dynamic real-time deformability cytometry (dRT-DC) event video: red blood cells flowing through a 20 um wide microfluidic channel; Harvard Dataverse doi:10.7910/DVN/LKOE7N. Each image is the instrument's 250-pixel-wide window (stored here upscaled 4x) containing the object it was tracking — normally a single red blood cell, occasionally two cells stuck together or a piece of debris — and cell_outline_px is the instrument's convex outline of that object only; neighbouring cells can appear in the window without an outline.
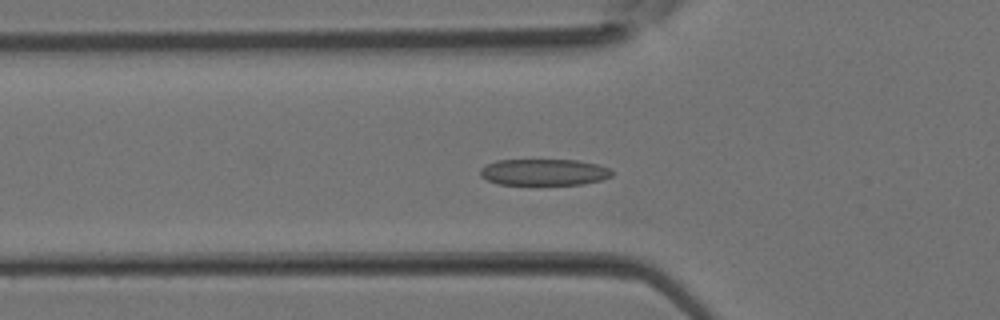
{"species": "Egyptian fruit bat (a non-hibernating species)", "species_latin": "Rousettus aegyptiacus", "temperature_condition": "room temperature", "stored_images_in_passage": 29, "camera_frame_rate_fps": 3000, "um_per_image_px": 0.085, "animal": {"sex": "female"}, "frame": {"image": 1, "passage_image": 8, "time_ms": 2.333, "image_size_px": [1000, 320], "cell_outline_px": [[612, 176], [600, 180], [584, 184], [500, 184], [488, 180], [480, 176], [480, 168], [496, 160], [576, 160], [596, 164], [608, 168], [612, 172]], "centroid_in_image_um": [46.22, 14.63], "position_along_channel_um": 79.6, "area_um2": 20.06}}
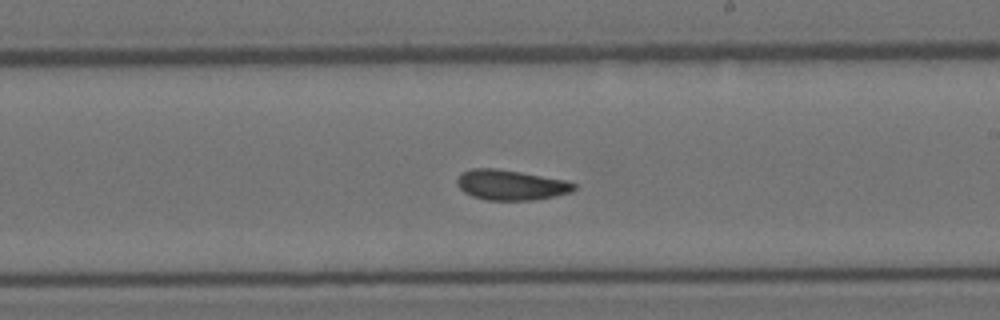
{"frame": {"image": 2, "passage_image": 17, "time_ms": 5.333, "image_size_px": [1000, 320], "cell_outline_px": [[576, 188], [572, 192], [536, 200], [484, 200], [472, 196], [464, 192], [456, 184], [456, 180], [460, 172], [472, 168], [496, 168], [520, 172], [564, 180], [576, 184]], "centroid_in_image_um": [43.38, 15.72], "position_along_channel_um": 245.6, "area_um2": 20.69}}
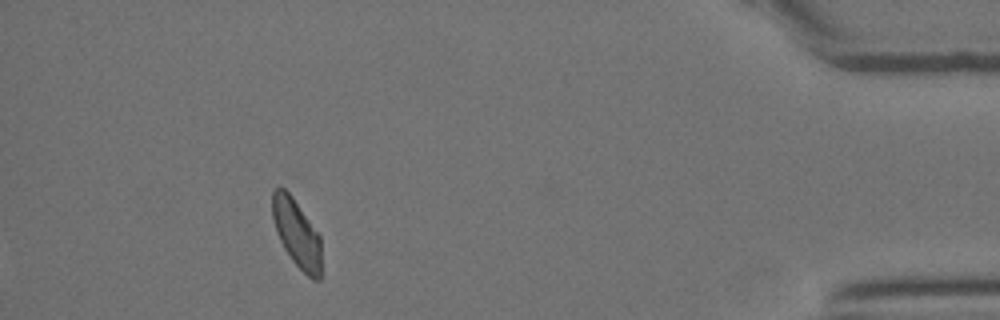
{"frame": {"image": 3, "passage_image": 29, "time_ms": 9.333, "image_size_px": [1000, 320], "cell_outline_px": [[320, 280], [312, 280], [292, 260], [284, 248], [276, 232], [272, 216], [272, 192], [276, 188], [284, 188], [292, 196], [320, 236]], "centroid_in_image_um": [25.2, 19.83], "position_along_channel_um": 410.0, "area_um2": 19.07}}